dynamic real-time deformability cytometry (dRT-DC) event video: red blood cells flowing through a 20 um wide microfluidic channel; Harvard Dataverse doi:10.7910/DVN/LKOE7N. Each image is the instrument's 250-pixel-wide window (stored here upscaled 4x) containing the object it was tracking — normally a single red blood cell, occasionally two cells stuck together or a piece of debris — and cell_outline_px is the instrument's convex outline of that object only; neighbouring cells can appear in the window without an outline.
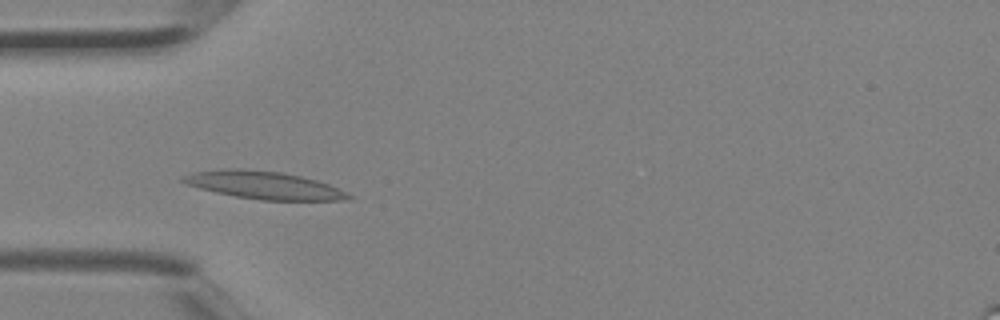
{"species": "Egyptian fruit bat (a non-hibernating species)", "species_latin": "Rousettus aegyptiacus", "temperature_condition": "room temperature", "stored_images_in_passage": 3, "camera_frame_rate_fps": 3000, "um_per_image_px": 0.085, "animal": {"sex": "female"}, "frame": {"image": 1, "passage_image": 2, "time_ms": 0.333, "image_size_px": [1000, 320], "cell_outline_px": [[352, 200], [260, 200], [236, 196], [216, 192], [184, 184], [180, 180], [184, 176], [196, 172], [228, 168], [240, 168], [284, 172], [316, 180], [328, 184], [348, 192], [352, 196]], "centroid_in_image_um": [22.47, 15.74], "position_along_channel_um": 62.5, "area_um2": 26.65}}
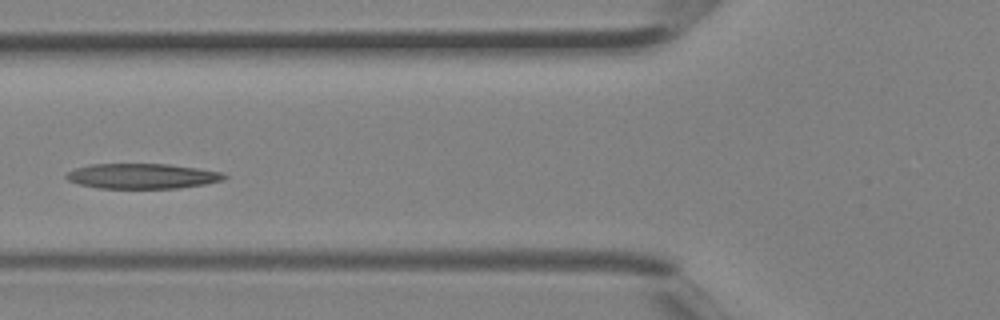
{"frame": {"image": 2, "passage_image": 3, "time_ms": 0.667, "image_size_px": [1000, 320], "cell_outline_px": [[228, 176], [224, 180], [204, 184], [180, 188], [100, 188], [80, 184], [68, 180], [64, 176], [68, 172], [76, 168], [88, 164], [168, 164], [224, 172]], "centroid_in_image_um": [12.11, 14.96], "position_along_channel_um": 113.7, "area_um2": 23.12}}